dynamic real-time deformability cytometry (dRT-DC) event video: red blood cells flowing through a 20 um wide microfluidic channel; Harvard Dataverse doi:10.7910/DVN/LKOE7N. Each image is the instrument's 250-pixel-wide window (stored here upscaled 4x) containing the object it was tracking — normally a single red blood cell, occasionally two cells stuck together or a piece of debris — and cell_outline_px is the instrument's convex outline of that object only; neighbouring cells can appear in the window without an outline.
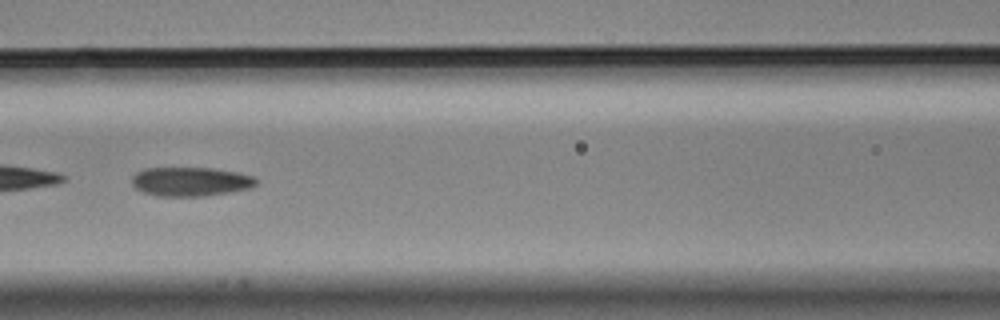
{"species": "Egyptian fruit bat (a non-hibernating species)", "species_latin": "Rousettus aegyptiacus", "temperature_condition": "cold", "stored_images_in_passage": 54, "camera_frame_rate_fps": 3000, "um_per_image_px": 0.085, "animal": {"sex": "male"}, "frame": {"image": 1, "passage_image": 24, "time_ms": 7.667, "image_size_px": [1000, 320], "cell_outline_px": [[256, 184], [252, 188], [204, 196], [160, 196], [144, 192], [136, 188], [132, 184], [132, 176], [136, 172], [144, 168], [212, 168], [236, 172], [252, 176], [256, 180]], "centroid_in_image_um": [16.18, 15.43], "position_along_channel_um": 150.4, "area_um2": 20.92}}
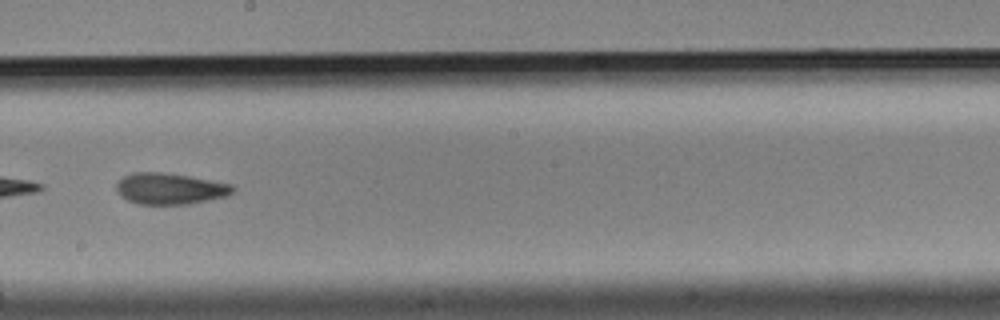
{"frame": {"image": 2, "passage_image": 31, "time_ms": 10.0, "image_size_px": [1000, 320], "cell_outline_px": [[236, 188], [228, 196], [188, 204], [140, 204], [128, 200], [120, 196], [116, 192], [116, 184], [124, 176], [132, 172], [160, 172], [188, 176], [232, 184]], "centroid_in_image_um": [14.44, 16.04], "position_along_channel_um": 233.8, "area_um2": 21.15}, "authors_computed_cell_mechanics": {"area_um2": 22.0507, "velocity_mm_per_s": 3.5758, "shape_relaxation_time_tau1_ms": 9.493, "shape_relaxation_time_tau2_ms": 4.5736, "deformation_change_tau1": 0.1611, "deformation_change_tau2": 0.1128}}